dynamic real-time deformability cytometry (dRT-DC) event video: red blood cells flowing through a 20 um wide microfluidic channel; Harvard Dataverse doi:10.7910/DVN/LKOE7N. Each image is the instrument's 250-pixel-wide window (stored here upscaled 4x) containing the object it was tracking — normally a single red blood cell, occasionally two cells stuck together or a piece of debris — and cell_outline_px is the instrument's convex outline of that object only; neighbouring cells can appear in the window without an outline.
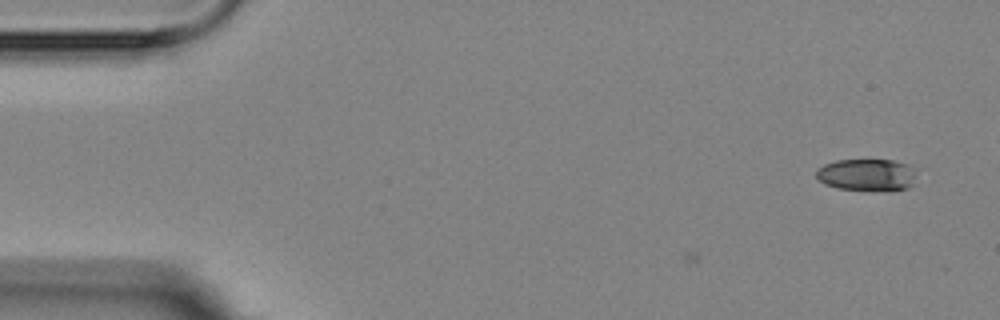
{"species": "Egyptian fruit bat (a non-hibernating species)", "species_latin": "Rousettus aegyptiacus", "temperature_condition": "room temperature", "stored_images_in_passage": 2, "camera_frame_rate_fps": 3000, "um_per_image_px": 0.085, "animal": {"sex": "female"}, "frame": {"image": 1, "passage_image": 2, "time_ms": 2.0, "image_size_px": [1000, 320], "cell_outline_px": [[916, 168], [912, 184], [908, 188], [840, 188], [824, 184], [816, 176], [816, 168], [824, 164], [836, 160], [892, 160], [908, 164]], "centroid_in_image_um": [73.65, 14.8], "position_along_channel_um": 11.3, "area_um2": 18.03}}